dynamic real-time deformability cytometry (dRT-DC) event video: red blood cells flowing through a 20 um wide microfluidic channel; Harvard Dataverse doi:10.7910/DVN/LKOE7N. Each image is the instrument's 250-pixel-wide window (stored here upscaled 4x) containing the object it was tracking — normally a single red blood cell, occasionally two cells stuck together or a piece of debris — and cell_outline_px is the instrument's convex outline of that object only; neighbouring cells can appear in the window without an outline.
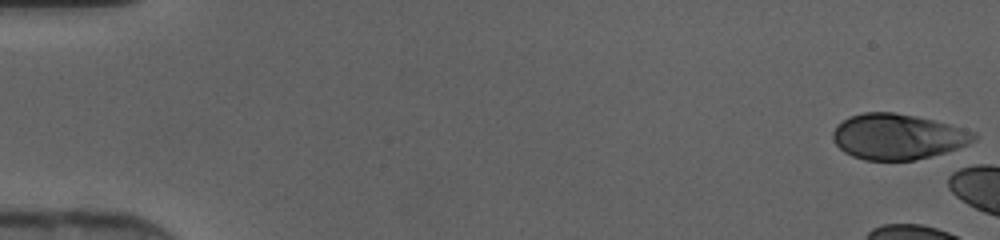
{"species": "human", "species_latin": "Homo sapiens", "temperature_condition": "cold", "stored_images_in_passage": 5, "camera_frame_rate_fps": 3000, "um_per_image_px": 0.085, "donor": {"sex": "female"}, "frame": {"image": 1, "passage_image": 1, "time_ms": 0.0, "image_size_px": [1000, 240], "cell_outline_px": [[976, 140], [968, 144], [932, 156], [912, 160], [864, 160], [852, 156], [844, 152], [836, 144], [832, 136], [832, 132], [836, 124], [852, 116], [864, 112], [892, 112], [916, 116], [948, 124], [976, 132]], "centroid_in_image_um": [76.28, 11.61], "position_along_channel_um": 8.7, "area_um2": 37.22}}